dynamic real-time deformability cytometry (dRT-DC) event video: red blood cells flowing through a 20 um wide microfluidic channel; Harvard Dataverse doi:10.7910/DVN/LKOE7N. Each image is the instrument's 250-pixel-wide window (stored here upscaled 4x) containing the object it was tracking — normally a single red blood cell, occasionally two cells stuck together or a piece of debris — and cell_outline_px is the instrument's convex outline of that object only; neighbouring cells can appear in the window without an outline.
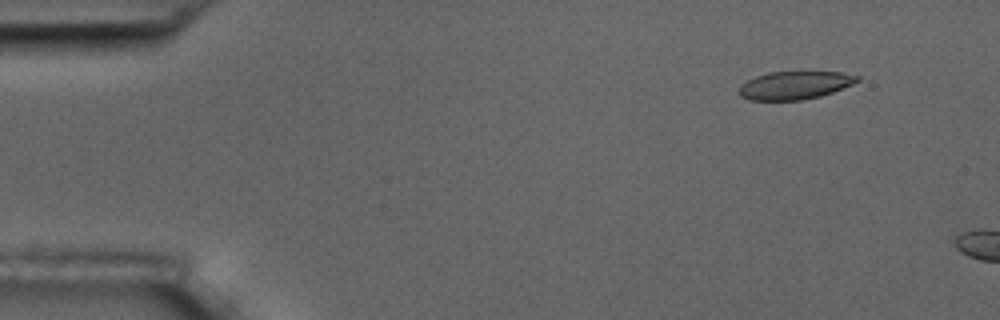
{"species": "common noctule bat (a hibernating species)", "species_latin": "Nyctalus noctula", "temperature_condition": "room temperature", "stored_images_in_passage": 3, "camera_frame_rate_fps": 3000, "um_per_image_px": 0.085, "animal": {"sex": "male", "body_mass_g": 17.5, "forearm_length_mm": 52.3}, "frame": {"image": 1, "passage_image": 2, "time_ms": 1.333, "image_size_px": [1000, 320], "cell_outline_px": [[860, 80], [852, 84], [832, 92], [820, 96], [800, 100], [748, 100], [740, 96], [736, 92], [740, 84], [756, 76], [768, 72], [840, 72], [860, 76]], "centroid_in_image_um": [67.5, 7.25], "position_along_channel_um": 17.5, "area_um2": 19.36}}